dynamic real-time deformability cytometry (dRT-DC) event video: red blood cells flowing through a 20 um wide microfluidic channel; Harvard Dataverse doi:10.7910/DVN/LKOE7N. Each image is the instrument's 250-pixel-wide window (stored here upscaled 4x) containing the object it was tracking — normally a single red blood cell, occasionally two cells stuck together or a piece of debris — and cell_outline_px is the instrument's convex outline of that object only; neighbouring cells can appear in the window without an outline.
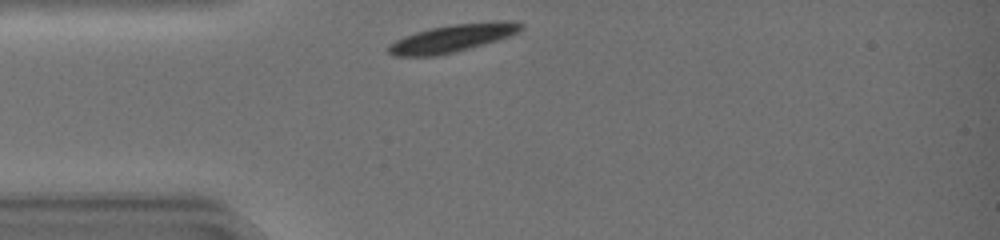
{"species": "common noctule bat (a hibernating species)", "species_latin": "Nyctalus noctula", "temperature_condition": "warm", "stored_images_in_passage": 28, "camera_frame_rate_fps": 3000, "um_per_image_px": 0.085, "animal": {"sex": "female", "body_mass_g": 19.0, "forearm_length_mm": 51.5}, "frame": {"image": 1, "passage_image": 1, "time_ms": 0.0, "image_size_px": [1000, 240], "cell_outline_px": [[524, 28], [508, 36], [484, 44], [456, 52], [436, 56], [392, 56], [388, 52], [388, 44], [404, 36], [428, 28], [456, 24], [512, 20], [516, 20], [524, 24]], "centroid_in_image_um": [38.44, 3.25], "position_along_channel_um": 46.6, "area_um2": 21.33}}
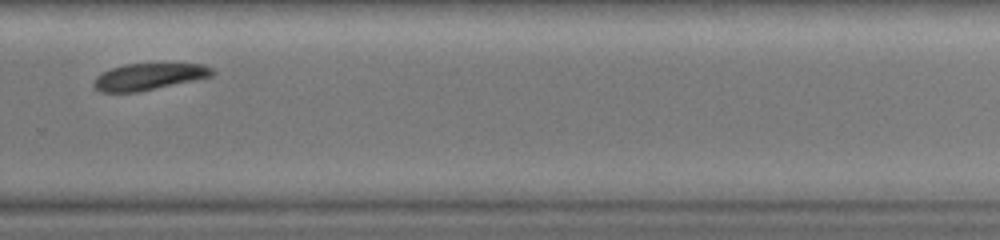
{"frame": {"image": 2, "passage_image": 21, "time_ms": 6.667, "image_size_px": [1000, 240], "cell_outline_px": [[216, 72], [212, 76], [140, 92], [100, 92], [92, 84], [96, 76], [112, 68], [124, 64], [204, 64], [212, 68]], "centroid_in_image_um": [12.65, 6.52], "position_along_channel_um": 317.1, "area_um2": 18.32}}
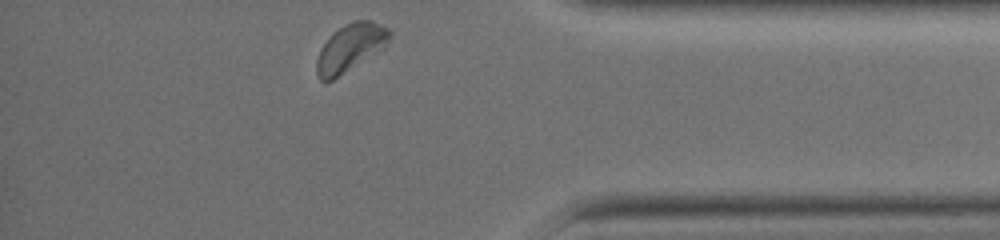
{"frame": {"image": 3, "passage_image": 28, "time_ms": 9.0, "image_size_px": [1000, 240], "cell_outline_px": [[392, 36], [384, 48], [332, 80], [320, 80], [316, 72], [316, 60], [320, 48], [344, 24], [352, 20], [368, 20], [380, 24], [388, 28], [392, 32]], "centroid_in_image_um": [29.81, 4.04], "position_along_channel_um": 405.4, "area_um2": 19.94}, "authors_computed_cell_mechanics": {"area_um2": 21.4438, "velocity_mm_per_s": 4.2496, "shape_relaxation_time_tau1_ms": 1.6632, "shape_relaxation_time_tau2_ms": null, "deformation_change_tau1": 0.079, "deformation_change_tau2": null}}